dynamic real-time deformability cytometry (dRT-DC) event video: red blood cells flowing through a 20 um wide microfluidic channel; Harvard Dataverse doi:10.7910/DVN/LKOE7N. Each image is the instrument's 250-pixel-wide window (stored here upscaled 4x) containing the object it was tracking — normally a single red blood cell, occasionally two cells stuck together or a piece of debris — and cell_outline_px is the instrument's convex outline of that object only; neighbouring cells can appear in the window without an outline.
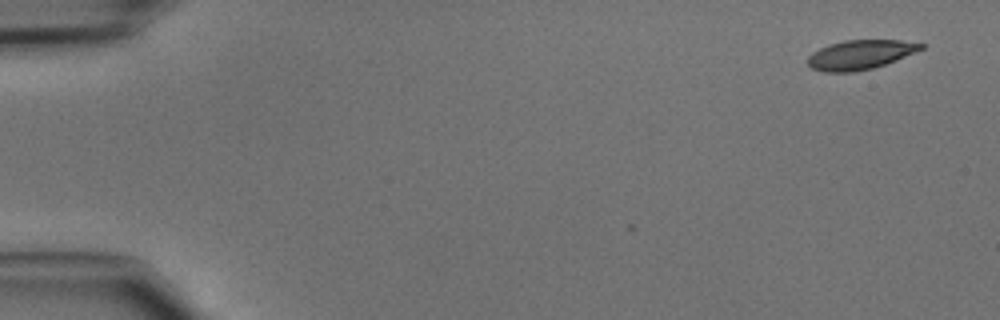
{"species": "common noctule bat (a hibernating species)", "species_latin": "Nyctalus noctula", "temperature_condition": "cold", "stored_images_in_passage": 2, "camera_frame_rate_fps": 3000, "um_per_image_px": 0.085, "animal": {"sex": "male", "body_mass_g": 15.6}, "frame": {"image": 1, "passage_image": 2, "time_ms": 0.333, "image_size_px": [1000, 320], "cell_outline_px": [[924, 48], [916, 52], [896, 60], [872, 68], [852, 72], [824, 72], [812, 68], [808, 64], [808, 56], [812, 52], [828, 44], [844, 40], [900, 40], [924, 44]], "centroid_in_image_um": [73.1, 4.64], "position_along_channel_um": 11.9, "area_um2": 19.31}}